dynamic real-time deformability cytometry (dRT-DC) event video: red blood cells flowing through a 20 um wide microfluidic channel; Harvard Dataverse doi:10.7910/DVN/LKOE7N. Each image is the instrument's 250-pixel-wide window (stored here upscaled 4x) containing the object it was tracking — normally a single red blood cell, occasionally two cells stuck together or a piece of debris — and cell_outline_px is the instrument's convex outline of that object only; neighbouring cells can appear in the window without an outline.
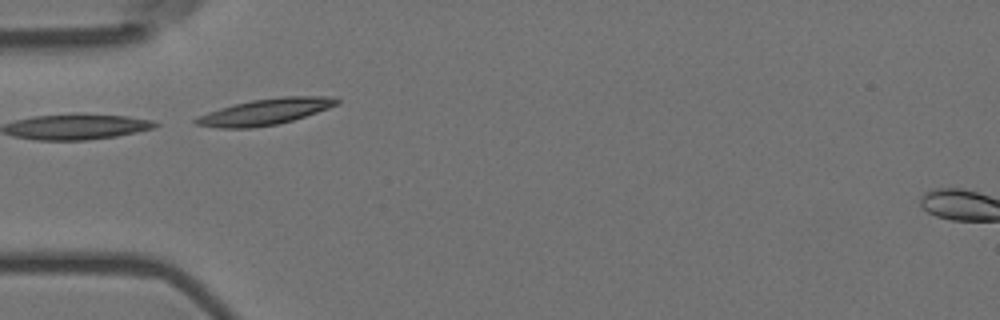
{"species": "Egyptian fruit bat (a non-hibernating species)", "species_latin": "Rousettus aegyptiacus", "temperature_condition": "room temperature", "stored_images_in_passage": 6, "camera_frame_rate_fps": 3000, "um_per_image_px": 0.085, "animal": {"sex": "female"}, "frame": {"image": 1, "passage_image": 3, "time_ms": 0.667, "image_size_px": [1000, 320], "cell_outline_px": [[340, 104], [292, 120], [276, 124], [252, 128], [220, 128], [196, 124], [192, 120], [196, 116], [220, 108], [252, 100], [280, 96], [332, 96], [340, 100]], "centroid_in_image_um": [22.55, 9.49], "position_along_channel_um": 62.5, "area_um2": 21.33}}
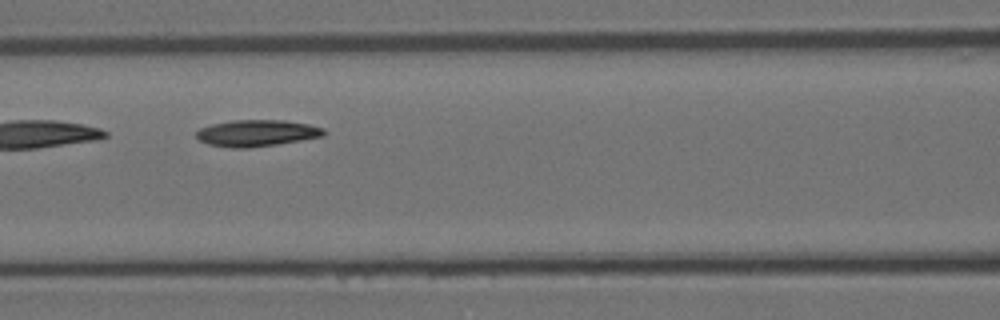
{"frame": {"image": 2, "passage_image": 5, "time_ms": 1.333, "image_size_px": [1000, 320], "cell_outline_px": [[328, 132], [324, 136], [276, 144], [248, 148], [232, 148], [208, 144], [200, 140], [196, 136], [196, 132], [200, 128], [212, 124], [236, 120], [284, 120], [308, 124], [324, 128]], "centroid_in_image_um": [21.85, 11.31], "position_along_channel_um": 144.7, "area_um2": 19.65}}
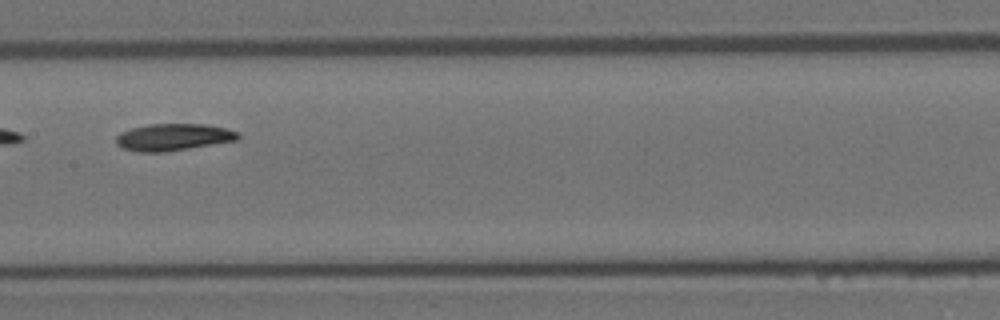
{"frame": {"image": 3, "passage_image": 6, "time_ms": 1.667, "image_size_px": [1000, 320], "cell_outline_px": [[240, 136], [236, 140], [164, 152], [136, 152], [120, 148], [116, 144], [116, 136], [120, 132], [132, 128], [148, 124], [208, 124], [240, 132]], "centroid_in_image_um": [14.68, 11.65], "position_along_channel_um": 192.7, "area_um2": 19.19}}